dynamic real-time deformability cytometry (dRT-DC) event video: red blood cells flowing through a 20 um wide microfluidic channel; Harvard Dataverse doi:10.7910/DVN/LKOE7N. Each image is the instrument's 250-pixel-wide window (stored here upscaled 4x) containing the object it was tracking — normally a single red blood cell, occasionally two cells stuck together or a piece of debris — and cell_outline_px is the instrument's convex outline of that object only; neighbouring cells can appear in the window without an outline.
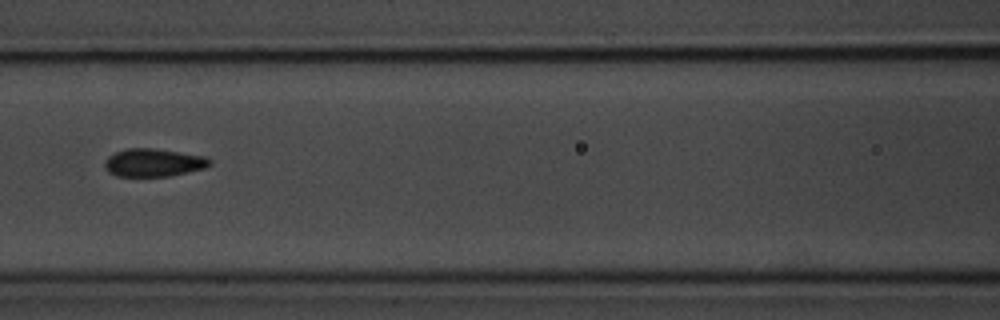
{"species": "common noctule bat (a hibernating species)", "species_latin": "Nyctalus noctula", "temperature_condition": "room temperature", "stored_images_in_passage": 5, "camera_frame_rate_fps": 3000, "um_per_image_px": 0.085, "animal": {"sex": "male", "body_mass_g": 20.1, "forearm_length_mm": 53.5}, "frame": {"image": 1, "passage_image": 3, "time_ms": 2.333, "image_size_px": [1000, 320], "cell_outline_px": [[212, 164], [204, 168], [188, 172], [168, 176], [116, 176], [108, 172], [104, 168], [104, 160], [108, 156], [116, 152], [128, 148], [152, 148], [180, 152], [204, 156], [212, 160]], "centroid_in_image_um": [13.03, 13.82], "position_along_channel_um": 153.6, "area_um2": 17.17}}
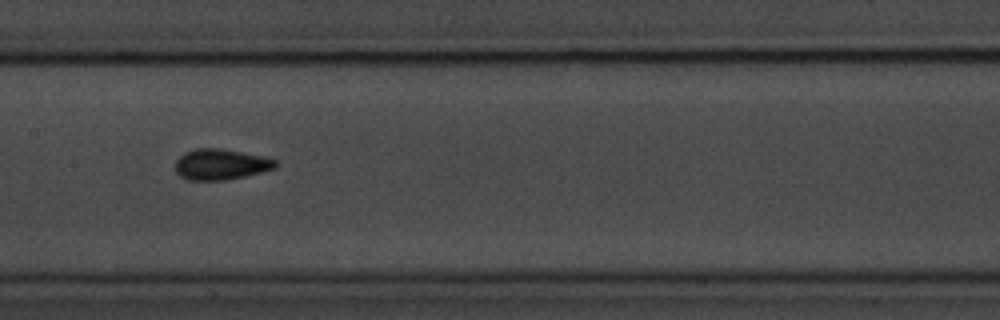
{"frame": {"image": 2, "passage_image": 4, "time_ms": 3.333, "image_size_px": [1000, 320], "cell_outline_px": [[276, 168], [244, 176], [224, 180], [188, 180], [180, 176], [176, 172], [176, 160], [184, 152], [196, 148], [220, 148], [260, 156], [276, 160]], "centroid_in_image_um": [18.72, 13.97], "position_along_channel_um": 188.7, "area_um2": 17.74}}
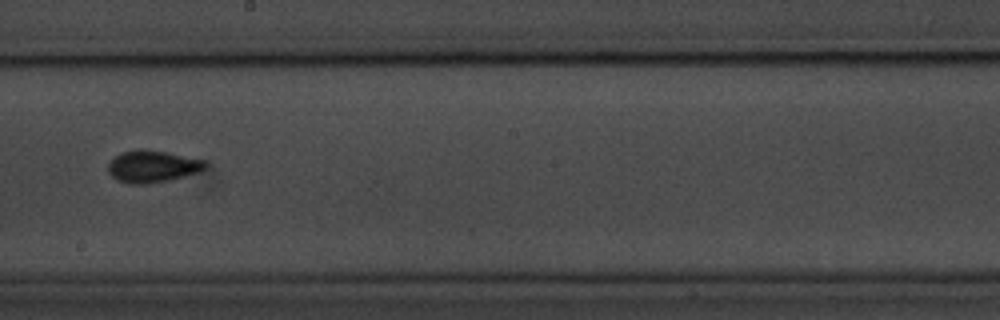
{"frame": {"image": 3, "passage_image": 5, "time_ms": 4.667, "image_size_px": [1000, 320], "cell_outline_px": [[208, 168], [200, 172], [168, 180], [148, 184], [128, 184], [116, 180], [108, 172], [108, 164], [116, 156], [124, 152], [136, 148], [144, 148], [168, 152], [208, 160]], "centroid_in_image_um": [13.02, 14.13], "position_along_channel_um": 235.2, "area_um2": 18.55}}